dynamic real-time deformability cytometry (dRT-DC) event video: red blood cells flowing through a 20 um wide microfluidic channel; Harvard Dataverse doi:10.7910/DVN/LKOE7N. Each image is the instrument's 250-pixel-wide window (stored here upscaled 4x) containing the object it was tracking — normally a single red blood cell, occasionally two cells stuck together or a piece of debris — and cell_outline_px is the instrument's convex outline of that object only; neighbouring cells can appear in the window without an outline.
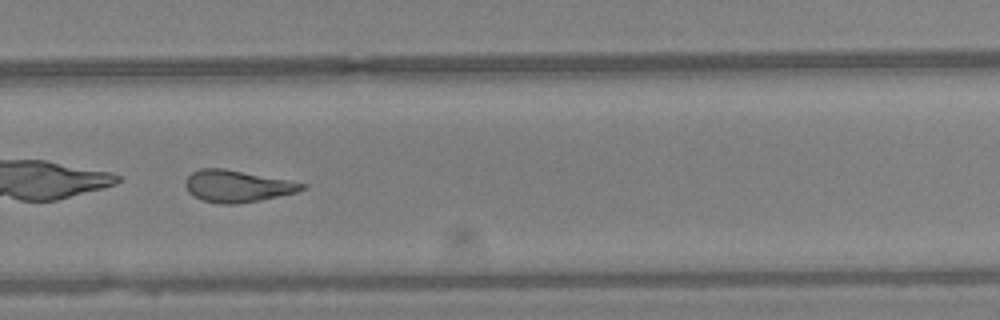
{"species": "Egyptian fruit bat (a non-hibernating species)", "species_latin": "Rousettus aegyptiacus", "temperature_condition": "warm", "stored_images_in_passage": 46, "camera_frame_rate_fps": 3000, "um_per_image_px": 0.085, "animal": {"sex": "female"}, "frame": {"image": 1, "passage_image": 33, "time_ms": 10.667, "image_size_px": [1000, 320], "cell_outline_px": [[304, 188], [296, 192], [260, 200], [236, 204], [220, 204], [200, 200], [188, 192], [184, 184], [184, 180], [192, 172], [200, 168], [224, 168], [288, 180], [304, 184]], "centroid_in_image_um": [20.08, 15.82], "position_along_channel_um": 309.7, "area_um2": 21.56}, "authors_computed_cell_mechanics": {"area_um2": 25.8077, "velocity_mm_per_s": 4.3563, "shape_relaxation_time_tau1_ms": 1.7356, "shape_relaxation_time_tau2_ms": 4.3523, "deformation_change_tau1": 0.2513, "deformation_change_tau2": 0.1438}}